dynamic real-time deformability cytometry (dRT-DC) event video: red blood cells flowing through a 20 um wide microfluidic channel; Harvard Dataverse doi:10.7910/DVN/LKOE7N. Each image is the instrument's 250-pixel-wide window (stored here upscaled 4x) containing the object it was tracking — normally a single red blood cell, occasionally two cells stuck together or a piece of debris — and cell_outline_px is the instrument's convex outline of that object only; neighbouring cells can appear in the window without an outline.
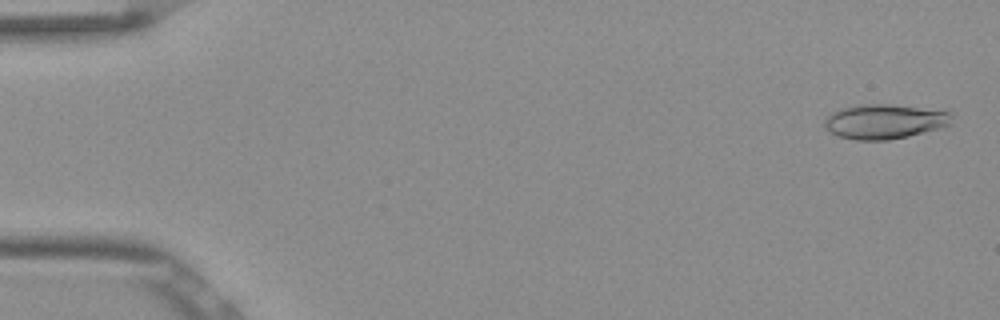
{"species": "Egyptian fruit bat (a non-hibernating species)", "species_latin": "Rousettus aegyptiacus", "temperature_condition": "room temperature", "stored_images_in_passage": 53, "camera_frame_rate_fps": 3000, "um_per_image_px": 0.085, "frame": {"image": 1, "passage_image": 2, "time_ms": 0.333, "image_size_px": [1000, 320], "cell_outline_px": [[952, 116], [948, 124], [924, 132], [908, 136], [888, 140], [856, 140], [840, 136], [828, 132], [824, 128], [824, 116], [840, 108], [860, 104], [888, 104], [952, 112]], "centroid_in_image_um": [75.08, 10.32], "position_along_channel_um": 9.9, "area_um2": 25.55}}
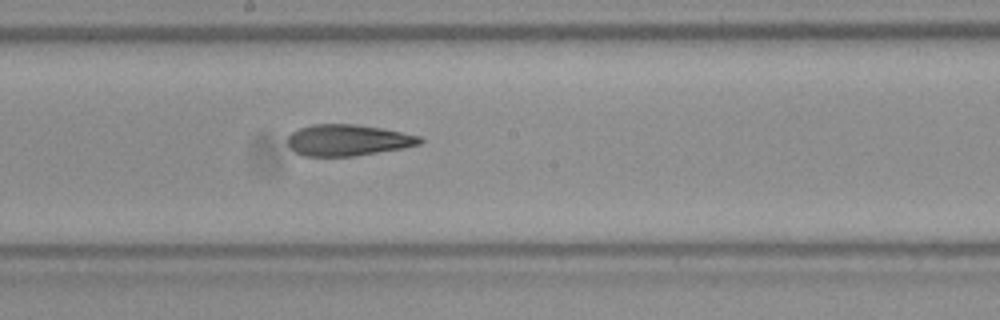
{"frame": {"image": 2, "passage_image": 29, "time_ms": 9.333, "image_size_px": [1000, 320], "cell_outline_px": [[424, 140], [420, 144], [404, 148], [352, 156], [300, 156], [288, 144], [288, 136], [292, 132], [300, 128], [312, 124], [356, 124], [380, 128], [420, 136]], "centroid_in_image_um": [29.56, 11.91], "position_along_channel_um": 218.6, "area_um2": 23.99}}
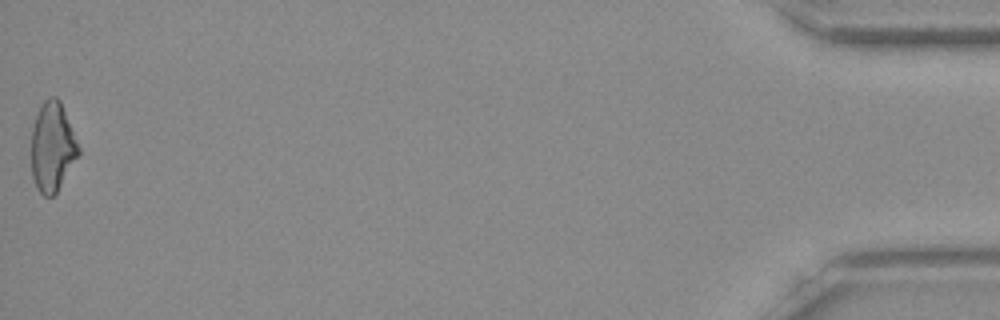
{"frame": {"image": 3, "passage_image": 53, "time_ms": 17.333, "image_size_px": [1000, 320], "cell_outline_px": [[80, 156], [56, 192], [52, 196], [44, 196], [36, 188], [32, 176], [32, 128], [40, 104], [48, 96], [56, 96], [60, 100], [80, 148]], "centroid_in_image_um": [4.46, 12.48], "position_along_channel_um": 430.7, "area_um2": 24.68}, "authors_computed_cell_mechanics": {"area_um2": 24.6806, "velocity_mm_per_s": 3.8541, "shape_relaxation_time_tau1_ms": null, "shape_relaxation_time_tau2_ms": 4.2832, "deformation_change_tau1": null, "deformation_change_tau2": 0.1455}}